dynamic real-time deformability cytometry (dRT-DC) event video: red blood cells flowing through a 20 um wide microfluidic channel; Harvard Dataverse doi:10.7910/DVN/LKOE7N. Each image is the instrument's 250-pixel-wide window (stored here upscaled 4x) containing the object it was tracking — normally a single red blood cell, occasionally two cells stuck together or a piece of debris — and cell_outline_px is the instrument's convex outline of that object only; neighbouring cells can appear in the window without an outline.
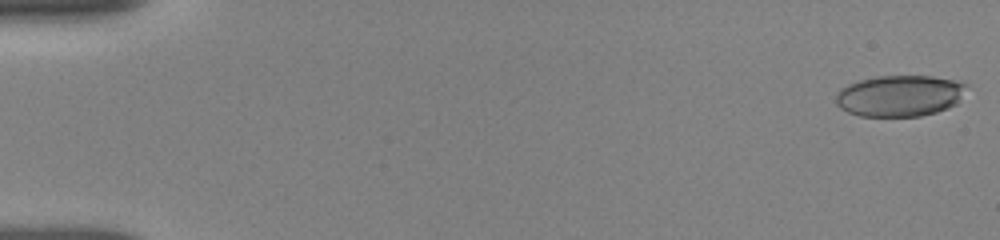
{"species": "human", "species_latin": "Homo sapiens", "temperature_condition": "room temperature", "stored_images_in_passage": 36, "camera_frame_rate_fps": 3000, "um_per_image_px": 0.085, "donor": {"sex": "female"}, "frame": {"image": 1, "passage_image": 1, "time_ms": 0.0, "image_size_px": [1000, 240], "cell_outline_px": [[968, 84], [956, 104], [948, 108], [936, 112], [920, 116], [860, 116], [848, 112], [840, 108], [836, 104], [836, 92], [840, 88], [848, 84], [860, 80], [876, 76], [932, 76], [956, 80]], "centroid_in_image_um": [76.46, 8.14], "position_along_channel_um": 8.5, "area_um2": 31.5}}
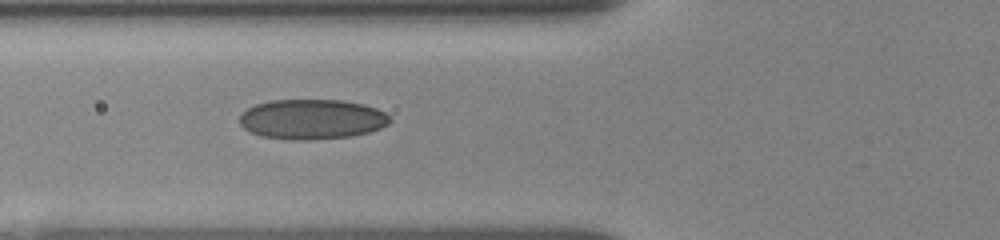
{"frame": {"image": 2, "passage_image": 24, "time_ms": 6.333, "image_size_px": [1000, 240], "cell_outline_px": [[392, 120], [388, 124], [380, 128], [368, 132], [352, 136], [312, 140], [292, 140], [260, 136], [244, 128], [240, 124], [240, 112], [256, 104], [268, 100], [340, 100], [364, 104], [376, 108], [384, 112]], "centroid_in_image_um": [26.5, 10.13], "position_along_channel_um": 99.3, "area_um2": 35.2}}
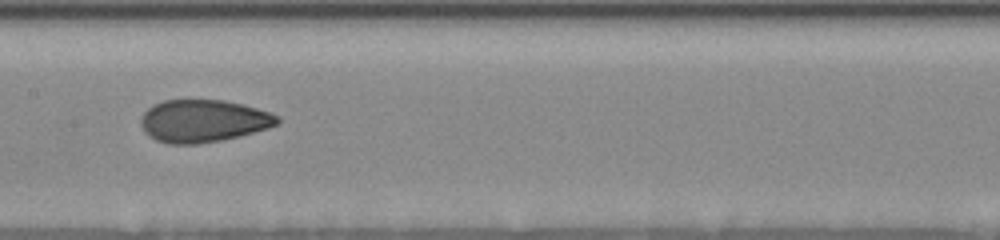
{"frame": {"image": 3, "passage_image": 35, "time_ms": 8.667, "image_size_px": [1000, 240], "cell_outline_px": [[280, 124], [268, 128], [240, 136], [220, 140], [196, 144], [168, 144], [156, 140], [148, 136], [144, 132], [140, 124], [140, 120], [144, 112], [148, 108], [164, 100], [224, 100], [256, 108], [280, 116]], "centroid_in_image_um": [17.27, 10.29], "position_along_channel_um": 190.1, "area_um2": 33.81}}